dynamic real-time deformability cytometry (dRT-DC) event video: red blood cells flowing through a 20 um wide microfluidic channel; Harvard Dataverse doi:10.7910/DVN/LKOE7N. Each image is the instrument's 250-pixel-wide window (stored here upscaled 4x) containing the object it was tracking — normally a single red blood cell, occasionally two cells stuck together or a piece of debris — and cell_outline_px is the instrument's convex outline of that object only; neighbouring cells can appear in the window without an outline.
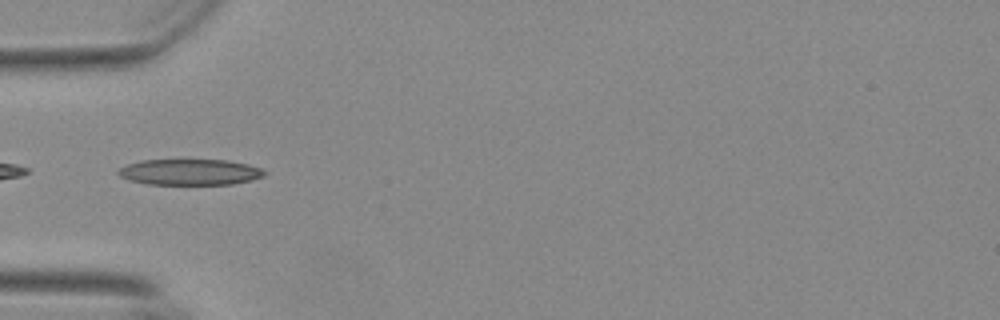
{"species": "Egyptian fruit bat (a non-hibernating species)", "species_latin": "Rousettus aegyptiacus", "temperature_condition": "warm", "stored_images_in_passage": 38, "camera_frame_rate_fps": 3000, "um_per_image_px": 0.085, "animal": {"sex": "female"}, "frame": {"image": 1, "passage_image": 1, "time_ms": 0.0, "image_size_px": [1000, 320], "cell_outline_px": [[268, 172], [264, 176], [252, 180], [232, 184], [148, 184], [128, 180], [120, 176], [116, 172], [120, 168], [128, 164], [140, 160], [228, 160], [248, 164], [260, 168]], "centroid_in_image_um": [16.16, 14.62], "position_along_channel_um": 68.8, "area_um2": 22.14}}
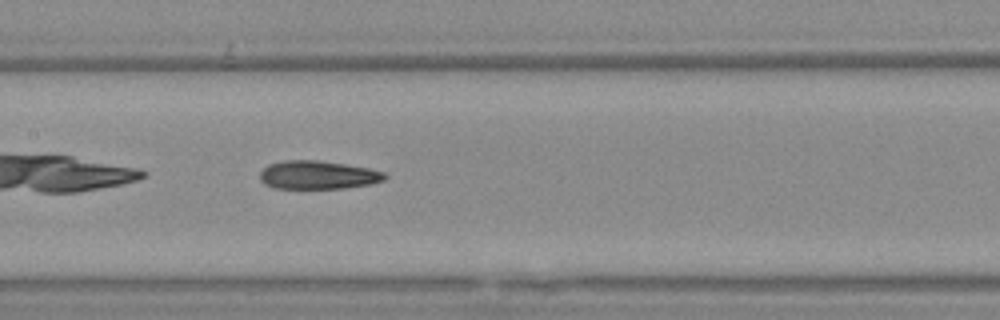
{"frame": {"image": 2, "passage_image": 10, "time_ms": 3.0, "image_size_px": [1000, 320], "cell_outline_px": [[388, 176], [384, 180], [368, 184], [344, 188], [276, 188], [264, 184], [260, 180], [260, 172], [268, 164], [284, 160], [316, 160], [344, 164], [368, 168], [384, 172]], "centroid_in_image_um": [26.99, 14.87], "position_along_channel_um": 180.4, "area_um2": 20.52}}
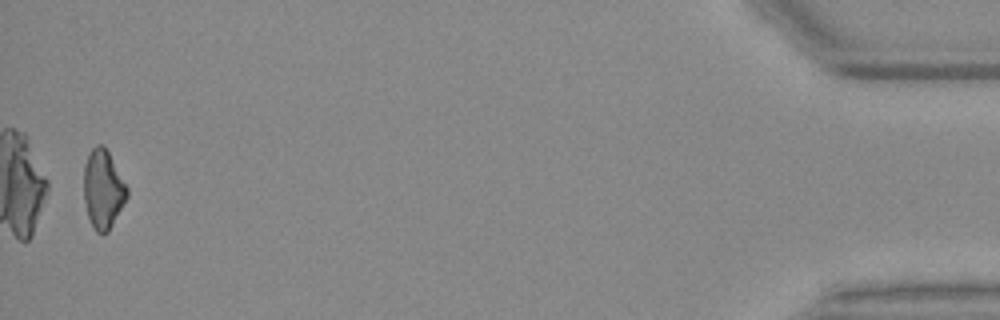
{"frame": {"image": 3, "passage_image": 37, "time_ms": 12.0, "image_size_px": [1000, 320], "cell_outline_px": [[128, 196], [108, 232], [96, 232], [92, 228], [88, 216], [84, 200], [84, 164], [92, 148], [96, 144], [104, 144], [128, 188]], "centroid_in_image_um": [8.75, 16.07], "position_along_channel_um": 426.4, "area_um2": 19.77}, "authors_computed_cell_mechanics": {"area_um2": 20.5479, "velocity_mm_per_s": 3.7096, "shape_relaxation_time_tau1_ms": null, "shape_relaxation_time_tau2_ms": 3.1444, "deformation_change_tau1": null, "deformation_change_tau2": 0.1243}}